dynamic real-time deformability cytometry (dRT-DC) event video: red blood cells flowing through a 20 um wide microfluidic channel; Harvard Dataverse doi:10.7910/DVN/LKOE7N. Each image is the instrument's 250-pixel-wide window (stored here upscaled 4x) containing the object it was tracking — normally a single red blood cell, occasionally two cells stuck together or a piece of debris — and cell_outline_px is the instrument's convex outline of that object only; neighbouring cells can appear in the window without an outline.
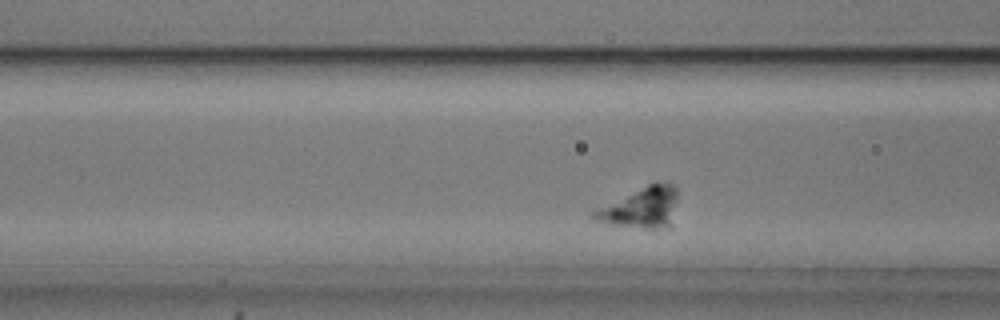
{"species": "common noctule bat (a hibernating species)", "species_latin": "Nyctalus noctula", "temperature_condition": "cold", "stored_images_in_passage": 42, "camera_frame_rate_fps": 3000, "um_per_image_px": 0.085, "animal": {"sex": "male", "body_mass_g": 20.5, "forearm_length_mm": 52.5}, "frame": {"image": 1, "passage_image": 7, "time_ms": 2.0, "image_size_px": [1000, 320], "cell_outline_px": [[676, 200], [672, 228], [644, 228], [612, 224], [592, 220], [588, 216], [588, 212], [596, 208], [648, 184], [672, 184], [676, 188]], "centroid_in_image_um": [54.44, 17.69], "position_along_channel_um": 112.2, "area_um2": 19.88}}
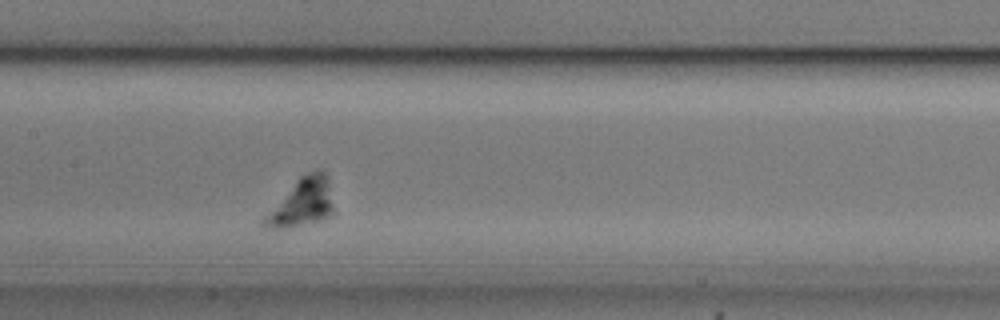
{"frame": {"image": 2, "passage_image": 13, "time_ms": 4.0, "image_size_px": [1000, 320], "cell_outline_px": [[336, 212], [320, 220], [284, 228], [260, 228], [256, 224], [300, 176], [316, 168], [320, 168], [328, 176]], "centroid_in_image_um": [25.66, 17.22], "position_along_channel_um": 181.7, "area_um2": 19.83}}
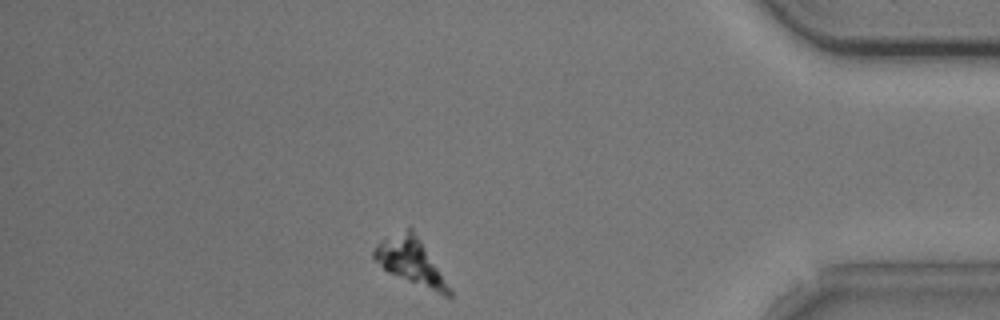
{"frame": {"image": 3, "passage_image": 35, "time_ms": 11.333, "image_size_px": [1000, 320], "cell_outline_px": [[456, 296], [452, 300], [388, 272], [372, 260], [372, 252], [376, 244], [408, 224], [412, 228], [420, 240]], "centroid_in_image_um": [34.92, 22.23], "position_along_channel_um": 400.3, "area_um2": 20.58}}